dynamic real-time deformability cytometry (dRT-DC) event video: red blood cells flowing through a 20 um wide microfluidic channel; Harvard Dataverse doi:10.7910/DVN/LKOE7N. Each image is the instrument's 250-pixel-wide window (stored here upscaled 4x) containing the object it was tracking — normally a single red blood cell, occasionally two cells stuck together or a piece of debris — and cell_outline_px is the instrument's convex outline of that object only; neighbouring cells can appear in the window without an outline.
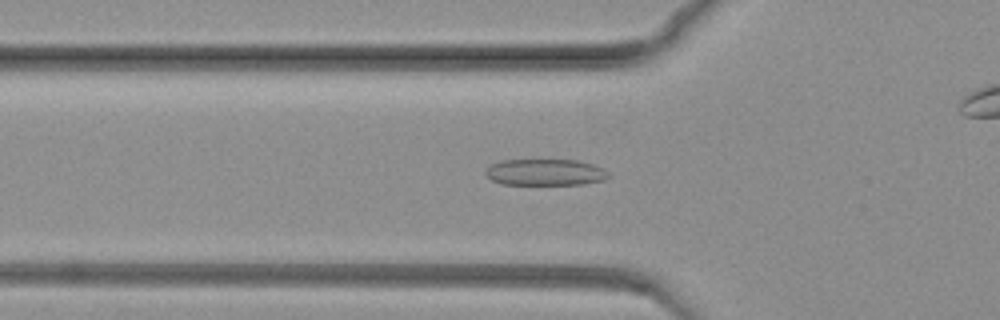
{"species": "common noctule bat (a hibernating species)", "species_latin": "Nyctalus noctula", "temperature_condition": "warm", "stored_images_in_passage": 84, "camera_frame_rate_fps": 3000, "um_per_image_px": 0.085, "animal": {"sex": "female", "body_mass_g": 19.3, "forearm_length_mm": 54.1}, "frame": {"image": 1, "passage_image": 29, "time_ms": 9.333, "image_size_px": [1000, 320], "cell_outline_px": [[612, 176], [604, 180], [580, 184], [500, 184], [484, 176], [484, 168], [500, 160], [580, 160], [604, 168]], "centroid_in_image_um": [46.32, 14.64], "position_along_channel_um": 79.5, "area_um2": 19.19}}
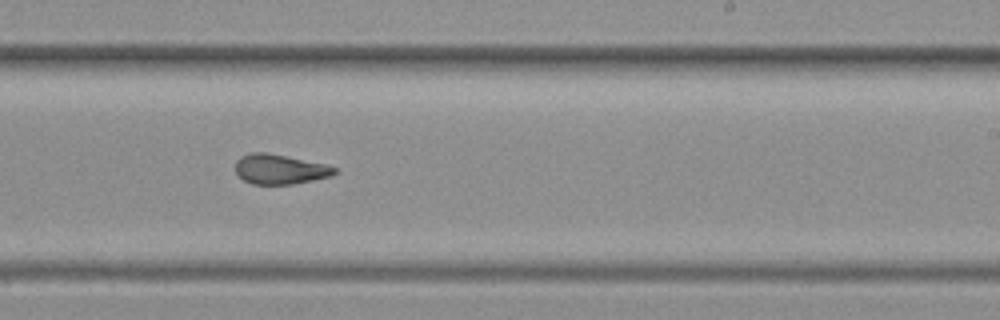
{"frame": {"image": 2, "passage_image": 51, "time_ms": 16.667, "image_size_px": [1000, 320], "cell_outline_px": [[340, 172], [332, 176], [292, 184], [252, 184], [244, 180], [236, 172], [236, 160], [240, 156], [252, 152], [268, 152], [324, 164], [336, 168]], "centroid_in_image_um": [23.79, 14.38], "position_along_channel_um": 265.2, "area_um2": 17.22}}
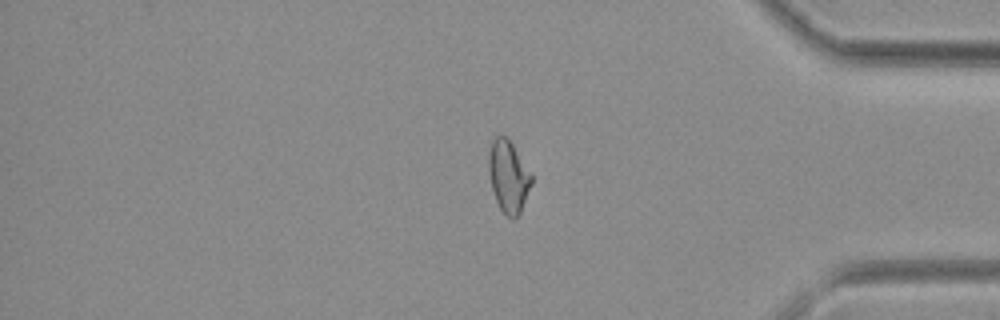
{"frame": {"image": 3, "passage_image": 69, "time_ms": 22.667, "image_size_px": [1000, 320], "cell_outline_px": [[532, 184], [520, 212], [512, 220], [500, 208], [496, 200], [492, 188], [488, 172], [488, 156], [492, 140], [496, 136], [508, 136], [532, 176]], "centroid_in_image_um": [43.2, 14.97], "position_along_channel_um": 392.0, "area_um2": 17.8}}